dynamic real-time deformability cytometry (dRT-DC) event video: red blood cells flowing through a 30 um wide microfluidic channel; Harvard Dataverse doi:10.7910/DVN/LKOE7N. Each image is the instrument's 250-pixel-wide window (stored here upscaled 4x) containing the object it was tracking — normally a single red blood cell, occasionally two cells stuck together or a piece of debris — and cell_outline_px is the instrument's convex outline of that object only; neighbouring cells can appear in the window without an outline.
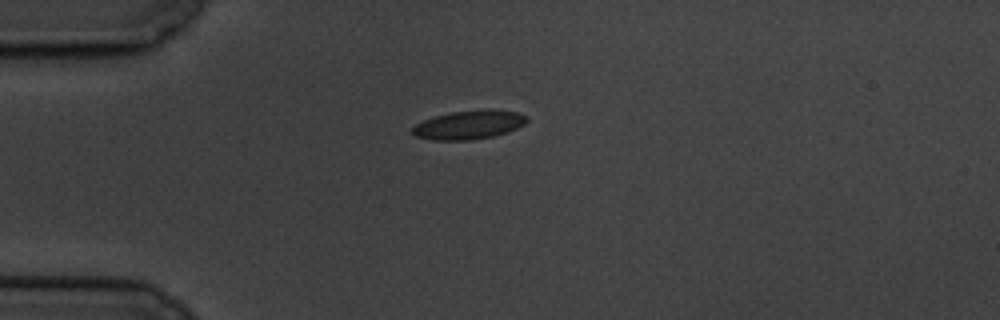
{"species": "common noctule bat (a hibernating species)", "species_latin": "Nyctalus noctula", "temperature_condition": "cold", "stored_images_in_passage": 5, "camera_frame_rate_fps": 3000, "um_per_image_px": 0.085, "animal": {"sex": "male", "body_mass_g": 19.5, "forearm_length_mm": 54.6}, "frame": {"image": 1, "passage_image": 1, "time_ms": 0.0, "image_size_px": [1000, 320], "cell_outline_px": [[528, 120], [524, 124], [508, 132], [496, 136], [472, 140], [432, 140], [416, 136], [412, 132], [412, 128], [416, 124], [424, 120], [436, 116], [452, 112], [488, 108], [492, 108], [516, 112], [528, 116]], "centroid_in_image_um": [39.9, 10.6], "position_along_channel_um": 45.1, "area_um2": 19.36}}
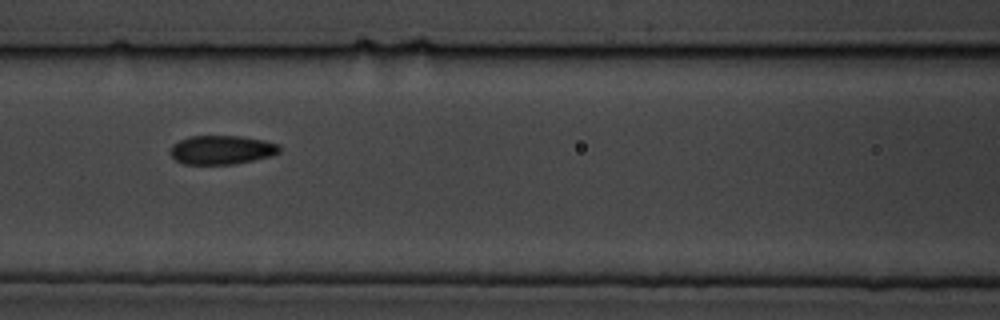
{"frame": {"image": 2, "passage_image": 4, "time_ms": 3.667, "image_size_px": [1000, 320], "cell_outline_px": [[280, 152], [268, 156], [236, 164], [184, 164], [176, 160], [168, 152], [172, 144], [188, 136], [240, 136], [264, 140], [280, 144]], "centroid_in_image_um": [18.81, 12.73], "position_along_channel_um": 147.8, "area_um2": 18.44}}
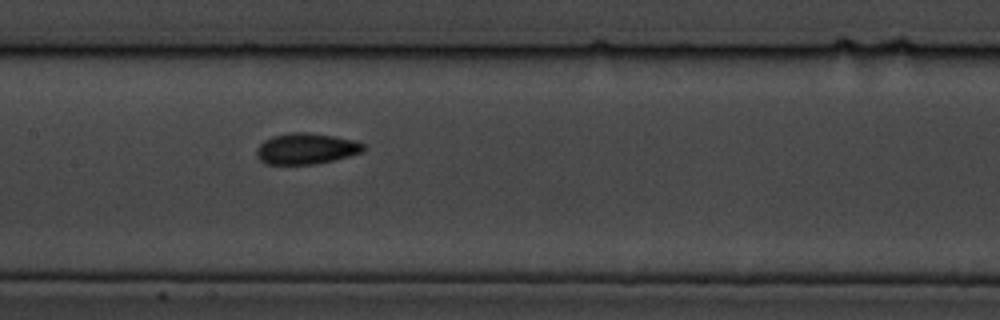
{"frame": {"image": 3, "passage_image": 5, "time_ms": 4.667, "image_size_px": [1000, 320], "cell_outline_px": [[364, 152], [316, 164], [268, 164], [260, 160], [256, 156], [256, 148], [264, 140], [272, 136], [288, 132], [308, 132], [336, 136], [356, 140], [364, 144]], "centroid_in_image_um": [26.02, 12.62], "position_along_channel_um": 181.4, "area_um2": 19.48}}